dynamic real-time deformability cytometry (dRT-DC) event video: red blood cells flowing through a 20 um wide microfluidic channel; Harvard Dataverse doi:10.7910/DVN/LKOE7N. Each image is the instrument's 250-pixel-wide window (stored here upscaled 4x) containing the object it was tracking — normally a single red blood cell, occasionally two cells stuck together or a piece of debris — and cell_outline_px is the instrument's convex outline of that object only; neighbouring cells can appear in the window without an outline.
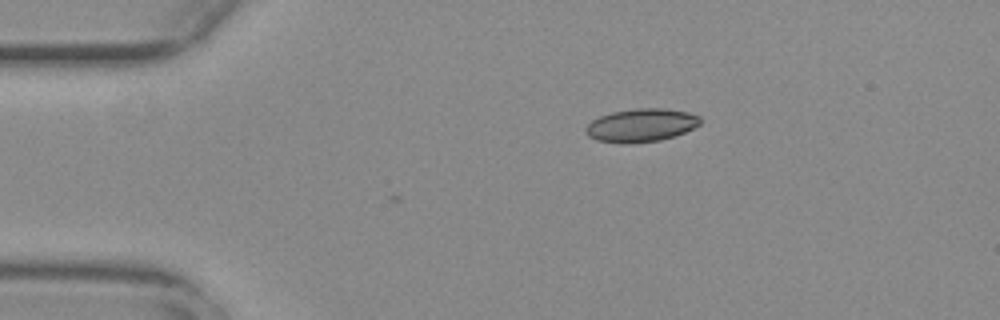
{"species": "common noctule bat (a hibernating species)", "species_latin": "Nyctalus noctula", "temperature_condition": "warm", "stored_images_in_passage": 2, "camera_frame_rate_fps": 3000, "um_per_image_px": 0.085, "animal": {"sex": "female", "body_mass_g": 29.2, "forearm_length_mm": 56.3}, "frame": {"image": 1, "passage_image": 2, "time_ms": 0.333, "image_size_px": [1000, 320], "cell_outline_px": [[700, 124], [684, 132], [660, 140], [624, 144], [596, 140], [588, 136], [584, 128], [592, 120], [600, 116], [612, 112], [636, 108], [664, 108], [688, 112], [700, 116]], "centroid_in_image_um": [54.47, 10.64], "position_along_channel_um": 30.5, "area_um2": 22.08}}